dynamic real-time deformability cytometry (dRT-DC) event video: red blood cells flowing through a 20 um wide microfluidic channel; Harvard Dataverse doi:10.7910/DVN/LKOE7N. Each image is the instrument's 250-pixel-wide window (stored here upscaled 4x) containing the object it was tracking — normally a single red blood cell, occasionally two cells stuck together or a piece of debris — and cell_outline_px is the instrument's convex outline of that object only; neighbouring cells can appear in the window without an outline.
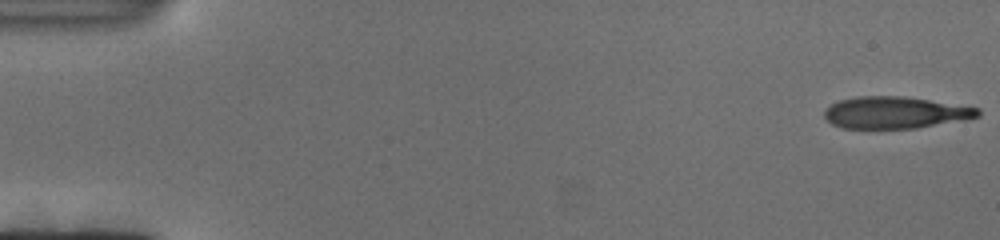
{"species": "human", "species_latin": "Homo sapiens", "temperature_condition": "cold", "stored_images_in_passage": 131, "camera_frame_rate_fps": 3000, "um_per_image_px": 0.085, "donor": {"sex": "female"}, "frame": {"image": 1, "passage_image": 1, "time_ms": 0.0, "image_size_px": [1000, 240], "cell_outline_px": [[980, 116], [916, 128], [844, 128], [832, 124], [824, 116], [824, 112], [832, 104], [840, 100], [860, 96], [904, 96], [980, 108]], "centroid_in_image_um": [76.08, 9.56], "position_along_channel_um": 8.9, "area_um2": 28.03}}
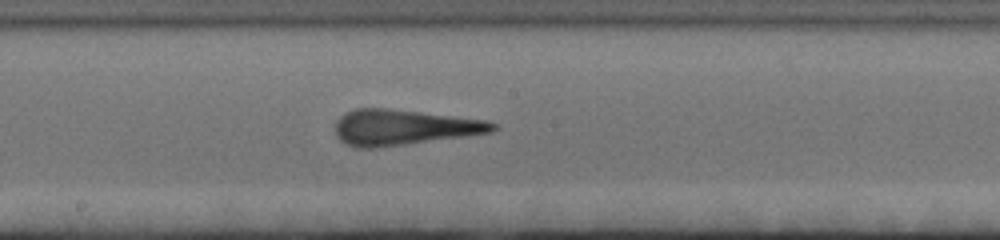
{"frame": {"image": 2, "passage_image": 71, "time_ms": 23.333, "image_size_px": [1000, 240], "cell_outline_px": [[496, 128], [492, 132], [468, 136], [376, 148], [356, 148], [344, 144], [336, 136], [336, 120], [344, 112], [356, 108], [388, 108], [484, 120], [496, 124]], "centroid_in_image_um": [34.25, 10.83], "position_along_channel_um": 214.0, "area_um2": 32.66}}
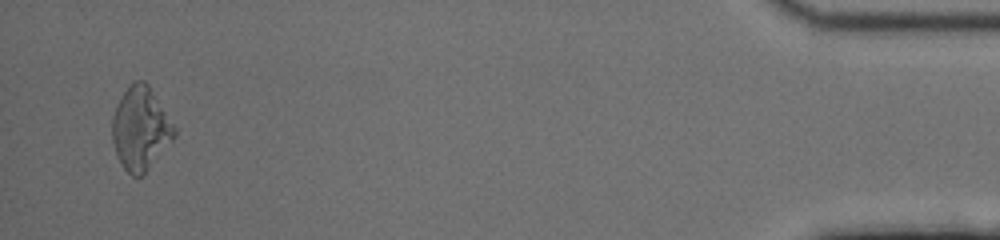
{"frame": {"image": 3, "passage_image": 127, "time_ms": 42.0, "image_size_px": [1000, 240], "cell_outline_px": [[176, 136], [144, 176], [132, 176], [124, 168], [116, 156], [112, 140], [112, 116], [116, 104], [124, 92], [136, 80], [144, 80], [148, 84], [176, 128]], "centroid_in_image_um": [11.94, 10.97], "position_along_channel_um": 423.3, "area_um2": 30.17}}